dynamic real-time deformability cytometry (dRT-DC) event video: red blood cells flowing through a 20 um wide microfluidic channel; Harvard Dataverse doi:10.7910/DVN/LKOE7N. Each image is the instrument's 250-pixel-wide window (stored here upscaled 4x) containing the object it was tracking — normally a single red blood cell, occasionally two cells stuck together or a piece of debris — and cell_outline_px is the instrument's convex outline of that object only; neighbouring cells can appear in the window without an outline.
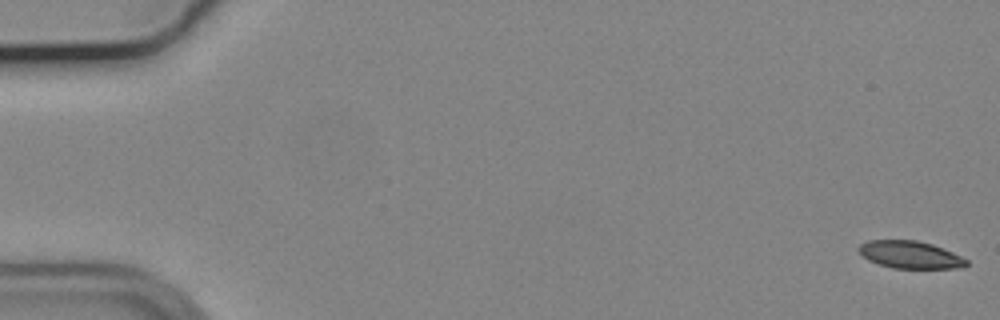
{"species": "common noctule bat (a hibernating species)", "species_latin": "Nyctalus noctula", "temperature_condition": "cold", "stored_images_in_passage": 22, "camera_frame_rate_fps": 3000, "um_per_image_px": 0.085, "animal": {"sex": "male", "body_mass_g": 19.2, "forearm_length_mm": 51.8}, "frame": {"image": 1, "passage_image": 1, "time_ms": 0.0, "image_size_px": [1000, 320], "cell_outline_px": [[968, 264], [964, 268], [892, 268], [868, 260], [856, 248], [860, 244], [868, 240], [916, 240], [932, 244], [952, 252], [968, 260]], "centroid_in_image_um": [77.36, 21.65], "position_along_channel_um": 7.6, "area_um2": 17.17}}
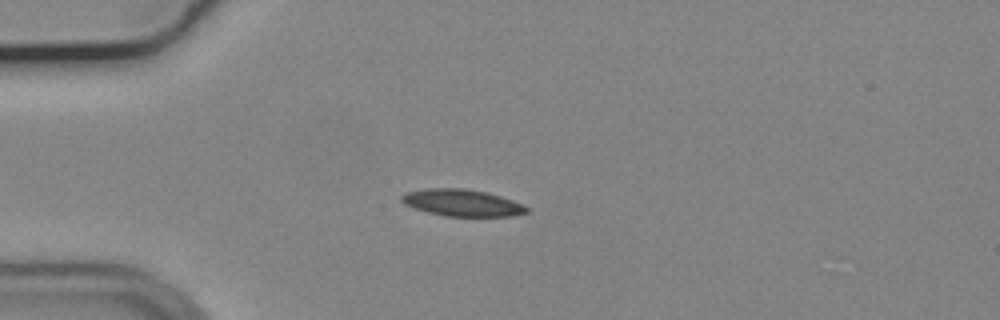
{"frame": {"image": 2, "passage_image": 15, "time_ms": 4.667, "image_size_px": [1000, 320], "cell_outline_px": [[528, 212], [512, 216], [444, 216], [428, 212], [404, 204], [400, 200], [400, 196], [404, 192], [428, 188], [464, 188], [488, 192], [512, 200], [528, 208]], "centroid_in_image_um": [39.24, 17.23], "position_along_channel_um": 45.8, "area_um2": 19.54}}
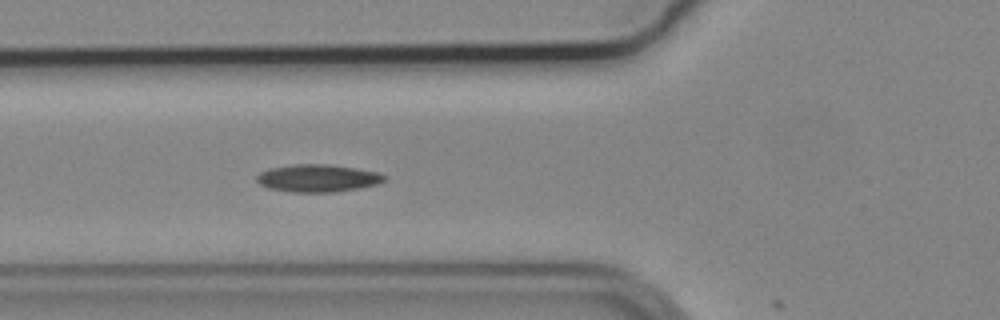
{"frame": {"image": 3, "passage_image": 21, "time_ms": 6.667, "image_size_px": [1000, 320], "cell_outline_px": [[384, 180], [376, 184], [336, 192], [292, 192], [268, 188], [260, 184], [256, 180], [256, 176], [260, 172], [268, 168], [292, 164], [328, 164], [356, 168], [376, 172], [384, 176]], "centroid_in_image_um": [26.93, 15.14], "position_along_channel_um": 98.9, "area_um2": 20.35}}